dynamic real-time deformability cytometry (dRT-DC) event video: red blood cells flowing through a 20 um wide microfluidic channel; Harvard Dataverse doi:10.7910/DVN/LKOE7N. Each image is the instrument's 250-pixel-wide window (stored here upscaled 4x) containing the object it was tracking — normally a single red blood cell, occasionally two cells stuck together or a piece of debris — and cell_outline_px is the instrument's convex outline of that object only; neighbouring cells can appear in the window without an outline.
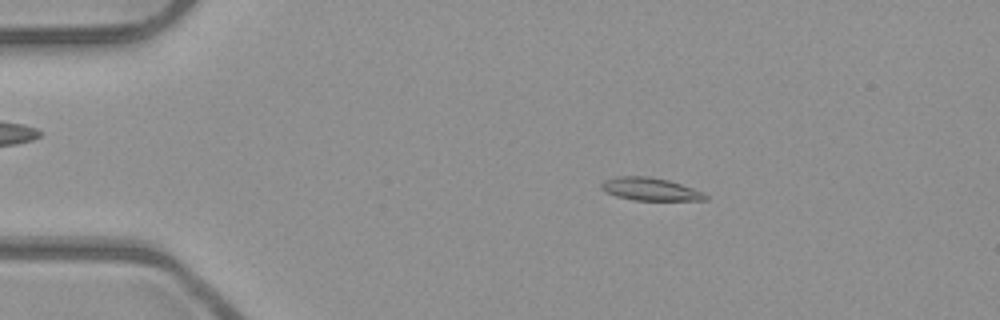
{"species": "common noctule bat (a hibernating species)", "species_latin": "Nyctalus noctula", "temperature_condition": "room temperature", "stored_images_in_passage": 52, "camera_frame_rate_fps": 3000, "um_per_image_px": 0.085, "animal": {"sex": "male", "body_mass_g": 23.1, "forearm_length_mm": 52.7}, "frame": {"image": 1, "passage_image": 10, "time_ms": 3.0, "image_size_px": [1000, 320], "cell_outline_px": [[708, 200], [632, 200], [616, 196], [604, 192], [600, 188], [600, 184], [604, 180], [616, 176], [648, 176], [668, 180], [704, 192], [708, 196]], "centroid_in_image_um": [55.23, 16.07], "position_along_channel_um": 29.8, "area_um2": 13.93}}
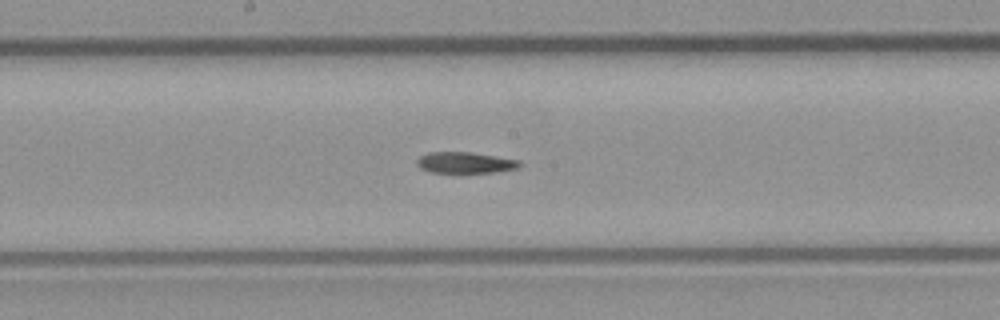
{"frame": {"image": 2, "passage_image": 28, "time_ms": 9.0, "image_size_px": [1000, 320], "cell_outline_px": [[524, 164], [516, 168], [496, 172], [432, 172], [420, 168], [416, 164], [416, 160], [420, 156], [428, 152], [472, 152], [520, 160]], "centroid_in_image_um": [39.55, 13.81], "position_along_channel_um": 208.6, "area_um2": 12.66}}
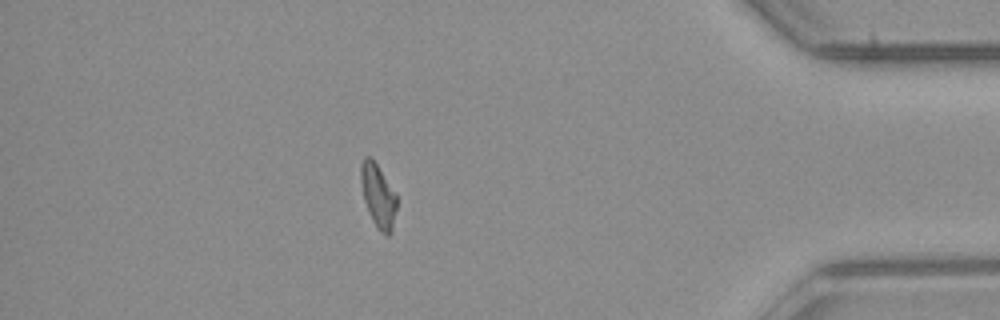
{"frame": {"image": 3, "passage_image": 46, "time_ms": 15.0, "image_size_px": [1000, 320], "cell_outline_px": [[396, 208], [392, 232], [388, 236], [380, 232], [372, 220], [364, 200], [360, 180], [360, 164], [364, 156], [372, 156], [396, 192]], "centroid_in_image_um": [32.13, 16.59], "position_along_channel_um": 403.1, "area_um2": 13.53}}